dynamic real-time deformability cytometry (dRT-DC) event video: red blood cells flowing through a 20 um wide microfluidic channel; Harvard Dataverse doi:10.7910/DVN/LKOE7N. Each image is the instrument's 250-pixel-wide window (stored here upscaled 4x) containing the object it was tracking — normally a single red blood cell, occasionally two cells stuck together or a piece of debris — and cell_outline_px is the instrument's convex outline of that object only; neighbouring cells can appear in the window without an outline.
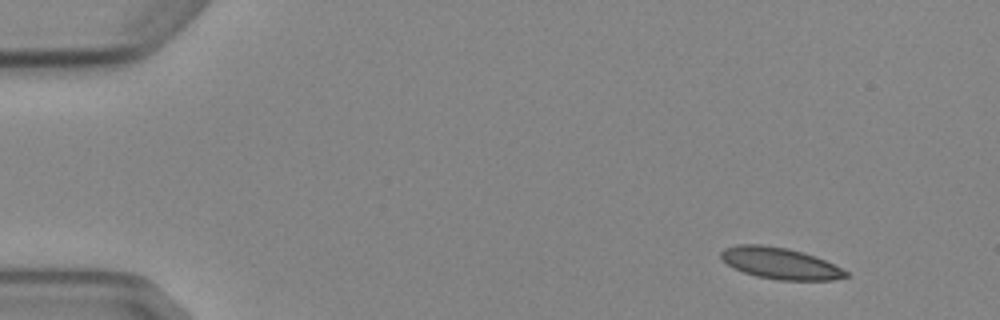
{"species": "Egyptian fruit bat (a non-hibernating species)", "species_latin": "Rousettus aegyptiacus", "temperature_condition": "cold", "stored_images_in_passage": 4, "camera_frame_rate_fps": 3000, "um_per_image_px": 0.085, "animal": {"sex": "female"}, "frame": {"image": 1, "passage_image": 1, "time_ms": 0.0, "image_size_px": [1000, 320], "cell_outline_px": [[848, 276], [832, 280], [780, 280], [756, 276], [732, 268], [720, 256], [720, 252], [724, 248], [736, 244], [760, 244], [788, 248], [804, 252], [824, 260], [848, 272]], "centroid_in_image_um": [66.27, 22.37], "position_along_channel_um": 18.7, "area_um2": 22.77}}
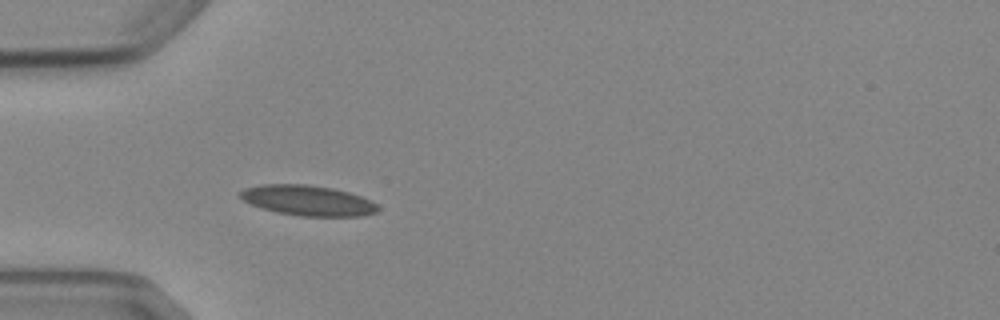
{"frame": {"image": 2, "passage_image": 4, "time_ms": 3.667, "image_size_px": [1000, 320], "cell_outline_px": [[380, 208], [376, 212], [360, 216], [300, 216], [276, 212], [252, 204], [244, 200], [240, 196], [240, 192], [244, 188], [260, 184], [308, 184], [332, 188], [348, 192], [372, 200]], "centroid_in_image_um": [26.18, 17.03], "position_along_channel_um": 58.8, "area_um2": 24.22}}